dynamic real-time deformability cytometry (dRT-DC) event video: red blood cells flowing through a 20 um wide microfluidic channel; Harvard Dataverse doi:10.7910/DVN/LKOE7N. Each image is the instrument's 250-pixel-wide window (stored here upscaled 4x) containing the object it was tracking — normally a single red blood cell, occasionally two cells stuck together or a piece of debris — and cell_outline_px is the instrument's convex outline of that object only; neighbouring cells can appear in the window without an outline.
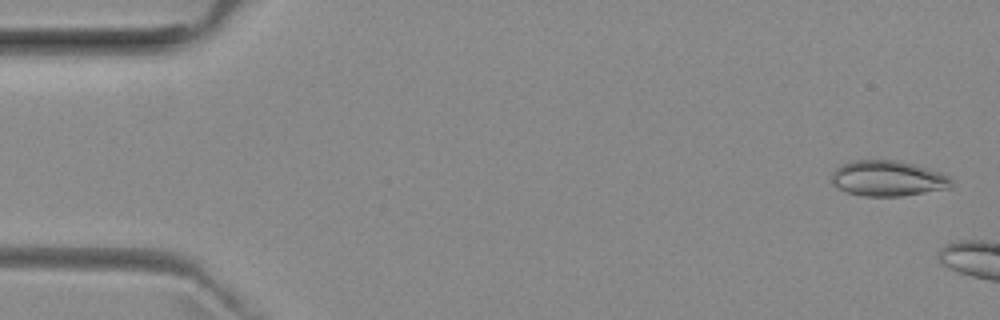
{"species": "common noctule bat (a hibernating species)", "species_latin": "Nyctalus noctula", "temperature_condition": "room temperature", "stored_images_in_passage": 10, "camera_frame_rate_fps": 3000, "um_per_image_px": 0.085, "animal": {"sex": "female", "body_mass_g": 29.2, "forearm_length_mm": 56.3}, "frame": {"image": 1, "passage_image": 2, "time_ms": 0.333, "image_size_px": [1000, 320], "cell_outline_px": [[952, 188], [900, 196], [864, 196], [848, 192], [832, 184], [832, 172], [840, 164], [852, 160], [900, 160], [916, 164], [940, 172], [948, 176], [952, 180]], "centroid_in_image_um": [75.48, 15.15], "position_along_channel_um": 9.5, "area_um2": 24.97}}